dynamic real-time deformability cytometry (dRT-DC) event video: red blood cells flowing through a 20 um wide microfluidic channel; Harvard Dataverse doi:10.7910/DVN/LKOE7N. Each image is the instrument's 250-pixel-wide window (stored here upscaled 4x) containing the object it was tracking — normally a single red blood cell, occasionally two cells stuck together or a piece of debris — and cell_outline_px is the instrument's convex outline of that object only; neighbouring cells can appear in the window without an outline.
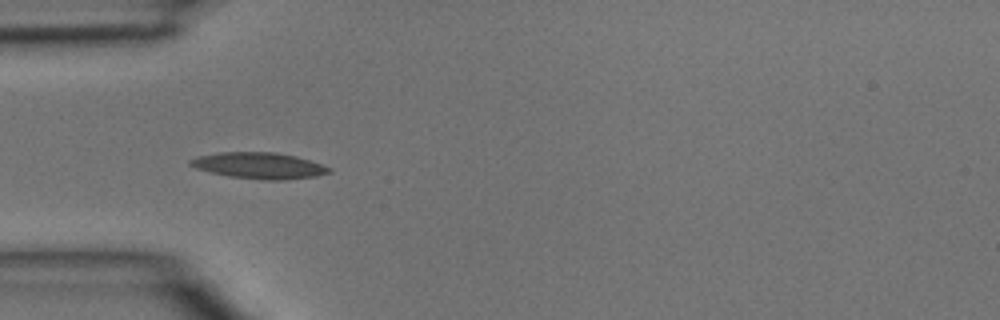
{"species": "common noctule bat (a hibernating species)", "species_latin": "Nyctalus noctula", "temperature_condition": "room temperature", "stored_images_in_passage": 44, "camera_frame_rate_fps": 3000, "um_per_image_px": 0.085, "animal": {"sex": "male", "body_mass_g": 15.6}, "frame": {"image": 1, "passage_image": 13, "time_ms": 4.0, "image_size_px": [1000, 320], "cell_outline_px": [[332, 172], [316, 176], [284, 180], [264, 180], [228, 176], [196, 168], [188, 164], [188, 160], [196, 156], [220, 152], [276, 152], [296, 156], [332, 168]], "centroid_in_image_um": [22.01, 14.07], "position_along_channel_um": 63.0, "area_um2": 21.21}}
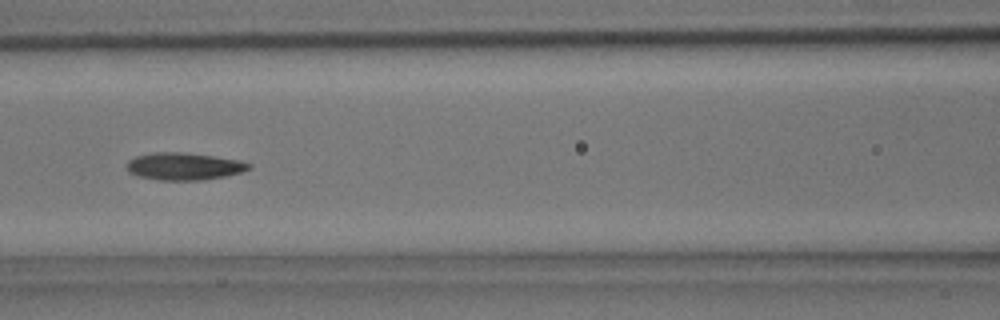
{"frame": {"image": 2, "passage_image": 19, "time_ms": 6.0, "image_size_px": [1000, 320], "cell_outline_px": [[252, 168], [240, 172], [224, 176], [200, 180], [160, 180], [136, 176], [128, 172], [128, 160], [136, 156], [152, 152], [180, 152], [212, 156], [240, 160], [252, 164]], "centroid_in_image_um": [15.62, 14.13], "position_along_channel_um": 151.0, "area_um2": 19.36}}